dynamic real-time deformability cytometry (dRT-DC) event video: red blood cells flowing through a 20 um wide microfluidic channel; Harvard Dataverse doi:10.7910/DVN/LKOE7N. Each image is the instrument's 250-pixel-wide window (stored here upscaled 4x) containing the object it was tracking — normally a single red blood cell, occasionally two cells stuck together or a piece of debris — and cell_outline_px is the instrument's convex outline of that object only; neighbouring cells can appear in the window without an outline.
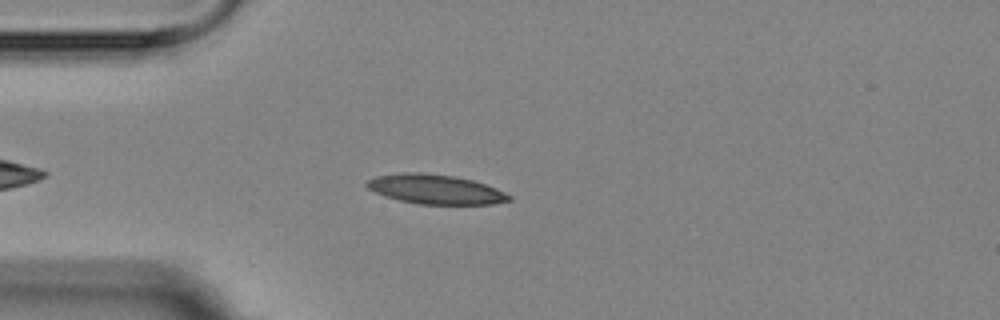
{"species": "Egyptian fruit bat (a non-hibernating species)", "species_latin": "Rousettus aegyptiacus", "temperature_condition": "room temperature", "stored_images_in_passage": 5, "camera_frame_rate_fps": 3000, "um_per_image_px": 0.085, "animal": {"sex": "female"}, "frame": {"image": 1, "passage_image": 5, "time_ms": 4.667, "image_size_px": [1000, 320], "cell_outline_px": [[512, 200], [492, 204], [416, 204], [384, 196], [368, 188], [364, 184], [368, 180], [376, 176], [404, 172], [420, 172], [456, 176], [472, 180], [496, 188], [512, 196]], "centroid_in_image_um": [37.01, 16.09], "position_along_channel_um": 48.0, "area_um2": 24.45}}